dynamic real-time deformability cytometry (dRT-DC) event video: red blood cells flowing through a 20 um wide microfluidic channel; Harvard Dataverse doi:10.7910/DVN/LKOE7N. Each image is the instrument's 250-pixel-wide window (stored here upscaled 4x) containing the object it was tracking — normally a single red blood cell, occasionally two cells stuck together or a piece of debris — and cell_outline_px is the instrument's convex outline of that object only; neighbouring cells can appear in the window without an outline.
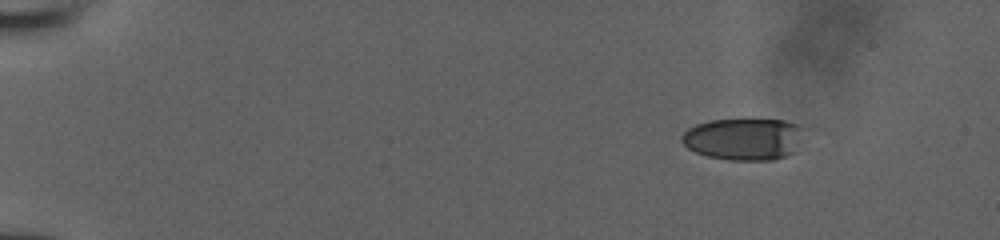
{"species": "human", "species_latin": "Homo sapiens", "temperature_condition": "room temperature", "stored_images_in_passage": 46, "camera_frame_rate_fps": 3000, "um_per_image_px": 0.085, "donor": {"sex": "male"}, "frame": {"image": 1, "passage_image": 1, "time_ms": 0.0, "image_size_px": [1000, 240], "cell_outline_px": [[808, 128], [792, 152], [784, 156], [772, 160], [728, 160], [708, 156], [696, 152], [688, 148], [680, 140], [680, 136], [688, 128], [696, 124], [708, 120], [744, 116], [784, 120], [800, 124]], "centroid_in_image_um": [63.24, 11.74], "position_along_channel_um": 21.8, "area_um2": 31.15}}
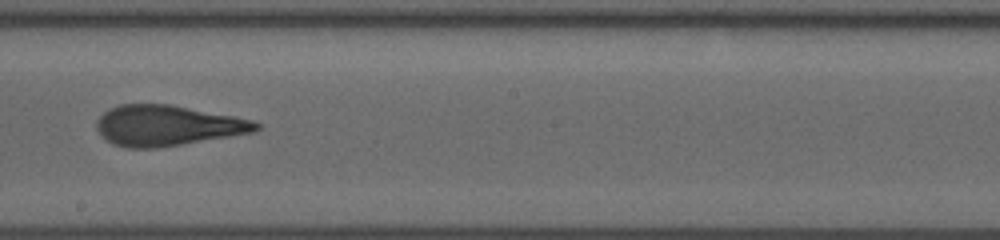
{"frame": {"image": 2, "passage_image": 26, "time_ms": 8.333, "image_size_px": [1000, 240], "cell_outline_px": [[260, 128], [256, 132], [156, 148], [124, 148], [112, 144], [100, 136], [96, 128], [96, 120], [108, 108], [120, 104], [168, 104], [232, 116], [252, 120], [260, 124]], "centroid_in_image_um": [14.17, 10.68], "position_along_channel_um": 234.0, "area_um2": 37.63}}
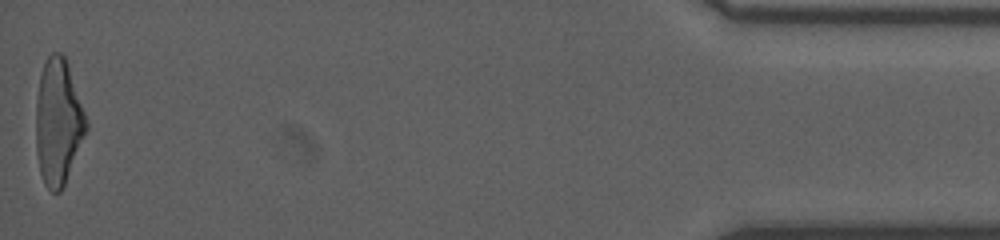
{"frame": {"image": 3, "passage_image": 46, "time_ms": 15.0, "image_size_px": [1000, 240], "cell_outline_px": [[88, 128], [64, 184], [60, 192], [52, 192], [44, 184], [40, 172], [36, 152], [36, 100], [40, 76], [44, 64], [48, 56], [52, 52], [60, 52], [64, 56], [68, 64], [88, 124]], "centroid_in_image_um": [4.93, 10.37], "position_along_channel_um": 430.3, "area_um2": 36.53}}